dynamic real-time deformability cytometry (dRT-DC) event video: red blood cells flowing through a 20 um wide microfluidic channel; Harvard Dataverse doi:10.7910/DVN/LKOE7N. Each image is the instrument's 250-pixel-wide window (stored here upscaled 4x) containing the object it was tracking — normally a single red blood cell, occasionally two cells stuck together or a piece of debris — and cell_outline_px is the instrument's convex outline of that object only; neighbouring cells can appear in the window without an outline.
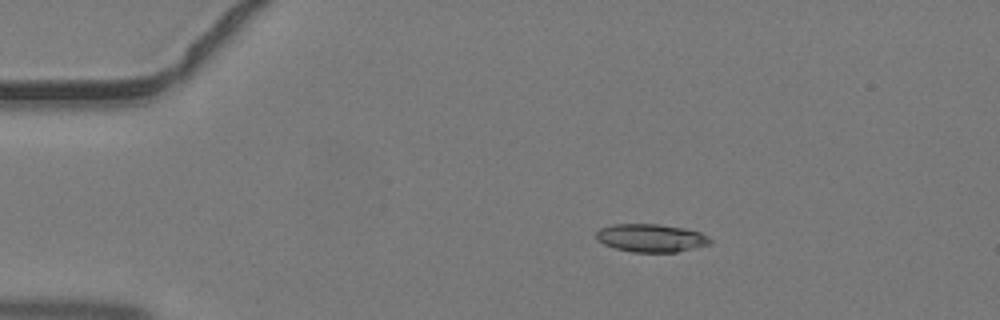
{"species": "common noctule bat (a hibernating species)", "species_latin": "Nyctalus noctula", "temperature_condition": "warm", "stored_images_in_passage": 44, "camera_frame_rate_fps": 3000, "um_per_image_px": 0.085, "animal": {"sex": "male", "body_mass_g": 19.2, "forearm_length_mm": 51.8}, "frame": {"image": 1, "passage_image": 8, "time_ms": 2.333, "image_size_px": [1000, 320], "cell_outline_px": [[712, 244], [676, 252], [632, 252], [616, 248], [604, 244], [596, 240], [596, 232], [600, 228], [612, 224], [660, 224], [684, 228], [700, 232], [708, 236], [712, 240]], "centroid_in_image_um": [55.35, 20.22], "position_along_channel_um": 29.7, "area_um2": 18.73}}
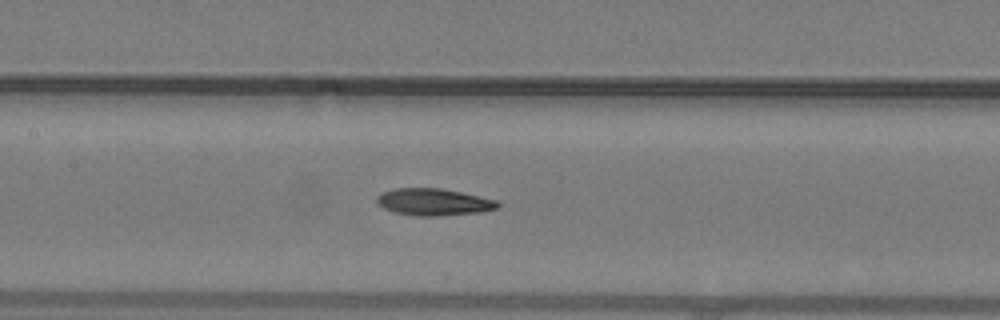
{"frame": {"image": 2, "passage_image": 21, "time_ms": 6.667, "image_size_px": [1000, 320], "cell_outline_px": [[500, 208], [480, 212], [436, 216], [416, 216], [396, 212], [384, 208], [376, 200], [376, 196], [384, 192], [396, 188], [440, 188], [460, 192], [496, 200], [500, 204]], "centroid_in_image_um": [36.88, 17.17], "position_along_channel_um": 170.5, "area_um2": 18.79}}
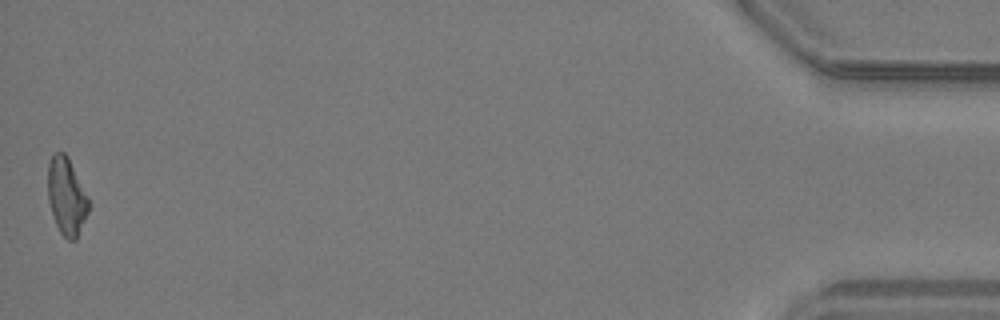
{"frame": {"image": 3, "passage_image": 44, "time_ms": 14.333, "image_size_px": [1000, 320], "cell_outline_px": [[88, 212], [76, 240], [68, 240], [60, 232], [56, 224], [48, 200], [48, 164], [52, 156], [56, 152], [64, 152], [68, 156], [88, 196]], "centroid_in_image_um": [5.65, 16.68], "position_along_channel_um": 429.5, "area_um2": 18.21}}